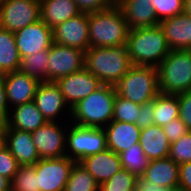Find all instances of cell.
<instances>
[{
  "mask_svg": "<svg viewBox=\"0 0 191 191\" xmlns=\"http://www.w3.org/2000/svg\"><path fill=\"white\" fill-rule=\"evenodd\" d=\"M153 114H154V99L141 105L139 119L136 120L135 124L140 129H144L147 128L148 126L154 125Z\"/></svg>",
  "mask_w": 191,
  "mask_h": 191,
  "instance_id": "ab89813d",
  "label": "cell"
},
{
  "mask_svg": "<svg viewBox=\"0 0 191 191\" xmlns=\"http://www.w3.org/2000/svg\"><path fill=\"white\" fill-rule=\"evenodd\" d=\"M108 149L103 128L68 125L66 133V156L75 162Z\"/></svg>",
  "mask_w": 191,
  "mask_h": 191,
  "instance_id": "52a82bcc",
  "label": "cell"
},
{
  "mask_svg": "<svg viewBox=\"0 0 191 191\" xmlns=\"http://www.w3.org/2000/svg\"><path fill=\"white\" fill-rule=\"evenodd\" d=\"M48 57V81L50 82L82 70L85 64L84 51L54 42L49 48Z\"/></svg>",
  "mask_w": 191,
  "mask_h": 191,
  "instance_id": "30bf717a",
  "label": "cell"
},
{
  "mask_svg": "<svg viewBox=\"0 0 191 191\" xmlns=\"http://www.w3.org/2000/svg\"><path fill=\"white\" fill-rule=\"evenodd\" d=\"M126 43L132 65L157 68L171 51L159 24L129 30Z\"/></svg>",
  "mask_w": 191,
  "mask_h": 191,
  "instance_id": "6da1fadb",
  "label": "cell"
},
{
  "mask_svg": "<svg viewBox=\"0 0 191 191\" xmlns=\"http://www.w3.org/2000/svg\"><path fill=\"white\" fill-rule=\"evenodd\" d=\"M179 103V118L191 131V90L177 94Z\"/></svg>",
  "mask_w": 191,
  "mask_h": 191,
  "instance_id": "8d00e7d4",
  "label": "cell"
},
{
  "mask_svg": "<svg viewBox=\"0 0 191 191\" xmlns=\"http://www.w3.org/2000/svg\"><path fill=\"white\" fill-rule=\"evenodd\" d=\"M49 49L40 50L21 59L19 71L37 79L39 82L48 81Z\"/></svg>",
  "mask_w": 191,
  "mask_h": 191,
  "instance_id": "83f0119b",
  "label": "cell"
},
{
  "mask_svg": "<svg viewBox=\"0 0 191 191\" xmlns=\"http://www.w3.org/2000/svg\"><path fill=\"white\" fill-rule=\"evenodd\" d=\"M0 191H11V181L0 175Z\"/></svg>",
  "mask_w": 191,
  "mask_h": 191,
  "instance_id": "ee69618b",
  "label": "cell"
},
{
  "mask_svg": "<svg viewBox=\"0 0 191 191\" xmlns=\"http://www.w3.org/2000/svg\"><path fill=\"white\" fill-rule=\"evenodd\" d=\"M40 20V0L0 2V27L11 32Z\"/></svg>",
  "mask_w": 191,
  "mask_h": 191,
  "instance_id": "ba28073f",
  "label": "cell"
},
{
  "mask_svg": "<svg viewBox=\"0 0 191 191\" xmlns=\"http://www.w3.org/2000/svg\"><path fill=\"white\" fill-rule=\"evenodd\" d=\"M55 83L59 86L61 94L70 109L103 85L86 68L59 78Z\"/></svg>",
  "mask_w": 191,
  "mask_h": 191,
  "instance_id": "7c38bea8",
  "label": "cell"
},
{
  "mask_svg": "<svg viewBox=\"0 0 191 191\" xmlns=\"http://www.w3.org/2000/svg\"><path fill=\"white\" fill-rule=\"evenodd\" d=\"M136 176L121 169L113 177L99 185V191H135Z\"/></svg>",
  "mask_w": 191,
  "mask_h": 191,
  "instance_id": "d6a6232c",
  "label": "cell"
},
{
  "mask_svg": "<svg viewBox=\"0 0 191 191\" xmlns=\"http://www.w3.org/2000/svg\"><path fill=\"white\" fill-rule=\"evenodd\" d=\"M11 191H40L35 166H19L11 181Z\"/></svg>",
  "mask_w": 191,
  "mask_h": 191,
  "instance_id": "1f68e13d",
  "label": "cell"
},
{
  "mask_svg": "<svg viewBox=\"0 0 191 191\" xmlns=\"http://www.w3.org/2000/svg\"><path fill=\"white\" fill-rule=\"evenodd\" d=\"M183 12L191 16V0H183Z\"/></svg>",
  "mask_w": 191,
  "mask_h": 191,
  "instance_id": "bcb514c9",
  "label": "cell"
},
{
  "mask_svg": "<svg viewBox=\"0 0 191 191\" xmlns=\"http://www.w3.org/2000/svg\"><path fill=\"white\" fill-rule=\"evenodd\" d=\"M139 143L149 161L169 156L170 142L158 125L141 129Z\"/></svg>",
  "mask_w": 191,
  "mask_h": 191,
  "instance_id": "d4e9b609",
  "label": "cell"
},
{
  "mask_svg": "<svg viewBox=\"0 0 191 191\" xmlns=\"http://www.w3.org/2000/svg\"><path fill=\"white\" fill-rule=\"evenodd\" d=\"M81 13H93L111 7L115 0H74Z\"/></svg>",
  "mask_w": 191,
  "mask_h": 191,
  "instance_id": "f35d334b",
  "label": "cell"
},
{
  "mask_svg": "<svg viewBox=\"0 0 191 191\" xmlns=\"http://www.w3.org/2000/svg\"><path fill=\"white\" fill-rule=\"evenodd\" d=\"M46 122L42 113L37 109L36 103L32 101L10 109L6 129H18L31 133Z\"/></svg>",
  "mask_w": 191,
  "mask_h": 191,
  "instance_id": "603a6c76",
  "label": "cell"
},
{
  "mask_svg": "<svg viewBox=\"0 0 191 191\" xmlns=\"http://www.w3.org/2000/svg\"><path fill=\"white\" fill-rule=\"evenodd\" d=\"M64 191H99V184L80 162H75Z\"/></svg>",
  "mask_w": 191,
  "mask_h": 191,
  "instance_id": "f1b7e54d",
  "label": "cell"
},
{
  "mask_svg": "<svg viewBox=\"0 0 191 191\" xmlns=\"http://www.w3.org/2000/svg\"><path fill=\"white\" fill-rule=\"evenodd\" d=\"M9 108L34 101L40 82L20 71L2 74Z\"/></svg>",
  "mask_w": 191,
  "mask_h": 191,
  "instance_id": "2e32d148",
  "label": "cell"
},
{
  "mask_svg": "<svg viewBox=\"0 0 191 191\" xmlns=\"http://www.w3.org/2000/svg\"><path fill=\"white\" fill-rule=\"evenodd\" d=\"M4 145L20 166L35 165L40 160L30 132L6 129Z\"/></svg>",
  "mask_w": 191,
  "mask_h": 191,
  "instance_id": "ac0fdd59",
  "label": "cell"
},
{
  "mask_svg": "<svg viewBox=\"0 0 191 191\" xmlns=\"http://www.w3.org/2000/svg\"><path fill=\"white\" fill-rule=\"evenodd\" d=\"M90 47H112L127 42L129 27L114 3L108 9L88 13Z\"/></svg>",
  "mask_w": 191,
  "mask_h": 191,
  "instance_id": "277c9868",
  "label": "cell"
},
{
  "mask_svg": "<svg viewBox=\"0 0 191 191\" xmlns=\"http://www.w3.org/2000/svg\"><path fill=\"white\" fill-rule=\"evenodd\" d=\"M141 105L119 96L116 93L114 100L113 121L135 124L139 119Z\"/></svg>",
  "mask_w": 191,
  "mask_h": 191,
  "instance_id": "4dcf8cb0",
  "label": "cell"
},
{
  "mask_svg": "<svg viewBox=\"0 0 191 191\" xmlns=\"http://www.w3.org/2000/svg\"><path fill=\"white\" fill-rule=\"evenodd\" d=\"M167 43L171 50L191 48V16L180 13L160 21Z\"/></svg>",
  "mask_w": 191,
  "mask_h": 191,
  "instance_id": "d6986e66",
  "label": "cell"
},
{
  "mask_svg": "<svg viewBox=\"0 0 191 191\" xmlns=\"http://www.w3.org/2000/svg\"><path fill=\"white\" fill-rule=\"evenodd\" d=\"M21 57L16 46L14 32L0 27V75L19 71Z\"/></svg>",
  "mask_w": 191,
  "mask_h": 191,
  "instance_id": "484cf974",
  "label": "cell"
},
{
  "mask_svg": "<svg viewBox=\"0 0 191 191\" xmlns=\"http://www.w3.org/2000/svg\"><path fill=\"white\" fill-rule=\"evenodd\" d=\"M80 13L74 0H40V19L51 29Z\"/></svg>",
  "mask_w": 191,
  "mask_h": 191,
  "instance_id": "cb8c5ba5",
  "label": "cell"
},
{
  "mask_svg": "<svg viewBox=\"0 0 191 191\" xmlns=\"http://www.w3.org/2000/svg\"><path fill=\"white\" fill-rule=\"evenodd\" d=\"M115 96V86L103 84L71 109L69 121L80 126L104 128L112 121Z\"/></svg>",
  "mask_w": 191,
  "mask_h": 191,
  "instance_id": "3957f363",
  "label": "cell"
},
{
  "mask_svg": "<svg viewBox=\"0 0 191 191\" xmlns=\"http://www.w3.org/2000/svg\"><path fill=\"white\" fill-rule=\"evenodd\" d=\"M115 3L121 9L129 30L160 23L152 7V0H115Z\"/></svg>",
  "mask_w": 191,
  "mask_h": 191,
  "instance_id": "e0dca14e",
  "label": "cell"
},
{
  "mask_svg": "<svg viewBox=\"0 0 191 191\" xmlns=\"http://www.w3.org/2000/svg\"><path fill=\"white\" fill-rule=\"evenodd\" d=\"M119 157L123 169H126L136 177L144 175L149 160L145 156L140 143L134 144L129 149L121 152Z\"/></svg>",
  "mask_w": 191,
  "mask_h": 191,
  "instance_id": "f546056e",
  "label": "cell"
},
{
  "mask_svg": "<svg viewBox=\"0 0 191 191\" xmlns=\"http://www.w3.org/2000/svg\"><path fill=\"white\" fill-rule=\"evenodd\" d=\"M80 164L93 176L99 185L123 169L119 154L109 149L85 157L80 161Z\"/></svg>",
  "mask_w": 191,
  "mask_h": 191,
  "instance_id": "ffe728a7",
  "label": "cell"
},
{
  "mask_svg": "<svg viewBox=\"0 0 191 191\" xmlns=\"http://www.w3.org/2000/svg\"><path fill=\"white\" fill-rule=\"evenodd\" d=\"M169 158L178 165L191 162V131L170 144Z\"/></svg>",
  "mask_w": 191,
  "mask_h": 191,
  "instance_id": "836d02e7",
  "label": "cell"
},
{
  "mask_svg": "<svg viewBox=\"0 0 191 191\" xmlns=\"http://www.w3.org/2000/svg\"><path fill=\"white\" fill-rule=\"evenodd\" d=\"M159 21L183 13V0H152Z\"/></svg>",
  "mask_w": 191,
  "mask_h": 191,
  "instance_id": "e575fe53",
  "label": "cell"
},
{
  "mask_svg": "<svg viewBox=\"0 0 191 191\" xmlns=\"http://www.w3.org/2000/svg\"><path fill=\"white\" fill-rule=\"evenodd\" d=\"M103 129L108 149L116 154L139 143L141 129L136 124L112 120Z\"/></svg>",
  "mask_w": 191,
  "mask_h": 191,
  "instance_id": "44dd1931",
  "label": "cell"
},
{
  "mask_svg": "<svg viewBox=\"0 0 191 191\" xmlns=\"http://www.w3.org/2000/svg\"><path fill=\"white\" fill-rule=\"evenodd\" d=\"M68 125L69 123L64 127L60 121L46 122L43 126L31 132L40 159L66 156V129Z\"/></svg>",
  "mask_w": 191,
  "mask_h": 191,
  "instance_id": "8fae6325",
  "label": "cell"
},
{
  "mask_svg": "<svg viewBox=\"0 0 191 191\" xmlns=\"http://www.w3.org/2000/svg\"><path fill=\"white\" fill-rule=\"evenodd\" d=\"M162 128L170 144L179 140L184 134H186L189 131V129L179 117L170 121L167 125H164Z\"/></svg>",
  "mask_w": 191,
  "mask_h": 191,
  "instance_id": "74e56055",
  "label": "cell"
},
{
  "mask_svg": "<svg viewBox=\"0 0 191 191\" xmlns=\"http://www.w3.org/2000/svg\"><path fill=\"white\" fill-rule=\"evenodd\" d=\"M115 89L119 96L139 105L145 104L160 93L157 68L132 65Z\"/></svg>",
  "mask_w": 191,
  "mask_h": 191,
  "instance_id": "8992f818",
  "label": "cell"
},
{
  "mask_svg": "<svg viewBox=\"0 0 191 191\" xmlns=\"http://www.w3.org/2000/svg\"><path fill=\"white\" fill-rule=\"evenodd\" d=\"M10 108L6 98L5 86L3 83V77L0 75V122L6 123L9 116Z\"/></svg>",
  "mask_w": 191,
  "mask_h": 191,
  "instance_id": "7bdbcfd3",
  "label": "cell"
},
{
  "mask_svg": "<svg viewBox=\"0 0 191 191\" xmlns=\"http://www.w3.org/2000/svg\"><path fill=\"white\" fill-rule=\"evenodd\" d=\"M135 191H172L168 187L151 183L143 176L136 177Z\"/></svg>",
  "mask_w": 191,
  "mask_h": 191,
  "instance_id": "b9f144b4",
  "label": "cell"
},
{
  "mask_svg": "<svg viewBox=\"0 0 191 191\" xmlns=\"http://www.w3.org/2000/svg\"><path fill=\"white\" fill-rule=\"evenodd\" d=\"M143 177L151 183L178 191L179 165L169 157L151 160L148 162Z\"/></svg>",
  "mask_w": 191,
  "mask_h": 191,
  "instance_id": "7402d4cb",
  "label": "cell"
},
{
  "mask_svg": "<svg viewBox=\"0 0 191 191\" xmlns=\"http://www.w3.org/2000/svg\"><path fill=\"white\" fill-rule=\"evenodd\" d=\"M159 92L177 95L191 90V54L171 50L157 67Z\"/></svg>",
  "mask_w": 191,
  "mask_h": 191,
  "instance_id": "5b68a950",
  "label": "cell"
},
{
  "mask_svg": "<svg viewBox=\"0 0 191 191\" xmlns=\"http://www.w3.org/2000/svg\"><path fill=\"white\" fill-rule=\"evenodd\" d=\"M178 191H191V162L179 165Z\"/></svg>",
  "mask_w": 191,
  "mask_h": 191,
  "instance_id": "60d3db41",
  "label": "cell"
},
{
  "mask_svg": "<svg viewBox=\"0 0 191 191\" xmlns=\"http://www.w3.org/2000/svg\"><path fill=\"white\" fill-rule=\"evenodd\" d=\"M19 166L20 165L16 158L11 154L10 150L3 145L0 148V175L12 181Z\"/></svg>",
  "mask_w": 191,
  "mask_h": 191,
  "instance_id": "d590c367",
  "label": "cell"
},
{
  "mask_svg": "<svg viewBox=\"0 0 191 191\" xmlns=\"http://www.w3.org/2000/svg\"><path fill=\"white\" fill-rule=\"evenodd\" d=\"M34 102L47 122H59V120L61 121L60 116L67 115L68 117V115H71L69 114L71 109L66 104L60 88L55 82H40L35 93Z\"/></svg>",
  "mask_w": 191,
  "mask_h": 191,
  "instance_id": "5bb4252c",
  "label": "cell"
},
{
  "mask_svg": "<svg viewBox=\"0 0 191 191\" xmlns=\"http://www.w3.org/2000/svg\"><path fill=\"white\" fill-rule=\"evenodd\" d=\"M53 42L86 51L90 48L88 14L80 13L52 29Z\"/></svg>",
  "mask_w": 191,
  "mask_h": 191,
  "instance_id": "4fadbf2b",
  "label": "cell"
},
{
  "mask_svg": "<svg viewBox=\"0 0 191 191\" xmlns=\"http://www.w3.org/2000/svg\"><path fill=\"white\" fill-rule=\"evenodd\" d=\"M5 130L6 123L0 122V148L4 145L5 142Z\"/></svg>",
  "mask_w": 191,
  "mask_h": 191,
  "instance_id": "f6af8a7d",
  "label": "cell"
},
{
  "mask_svg": "<svg viewBox=\"0 0 191 191\" xmlns=\"http://www.w3.org/2000/svg\"><path fill=\"white\" fill-rule=\"evenodd\" d=\"M74 163L67 156L40 159L34 165L40 191H64Z\"/></svg>",
  "mask_w": 191,
  "mask_h": 191,
  "instance_id": "9c48e42d",
  "label": "cell"
},
{
  "mask_svg": "<svg viewBox=\"0 0 191 191\" xmlns=\"http://www.w3.org/2000/svg\"><path fill=\"white\" fill-rule=\"evenodd\" d=\"M131 66L127 43L106 48L90 47L85 51L84 68L105 85L115 86Z\"/></svg>",
  "mask_w": 191,
  "mask_h": 191,
  "instance_id": "7a4b0ae2",
  "label": "cell"
},
{
  "mask_svg": "<svg viewBox=\"0 0 191 191\" xmlns=\"http://www.w3.org/2000/svg\"><path fill=\"white\" fill-rule=\"evenodd\" d=\"M21 59L40 50L49 49L53 43L52 29L41 19L14 32Z\"/></svg>",
  "mask_w": 191,
  "mask_h": 191,
  "instance_id": "9a60e30c",
  "label": "cell"
},
{
  "mask_svg": "<svg viewBox=\"0 0 191 191\" xmlns=\"http://www.w3.org/2000/svg\"><path fill=\"white\" fill-rule=\"evenodd\" d=\"M179 117V103L177 95L159 93L154 98V125L163 127Z\"/></svg>",
  "mask_w": 191,
  "mask_h": 191,
  "instance_id": "4316f807",
  "label": "cell"
}]
</instances>
